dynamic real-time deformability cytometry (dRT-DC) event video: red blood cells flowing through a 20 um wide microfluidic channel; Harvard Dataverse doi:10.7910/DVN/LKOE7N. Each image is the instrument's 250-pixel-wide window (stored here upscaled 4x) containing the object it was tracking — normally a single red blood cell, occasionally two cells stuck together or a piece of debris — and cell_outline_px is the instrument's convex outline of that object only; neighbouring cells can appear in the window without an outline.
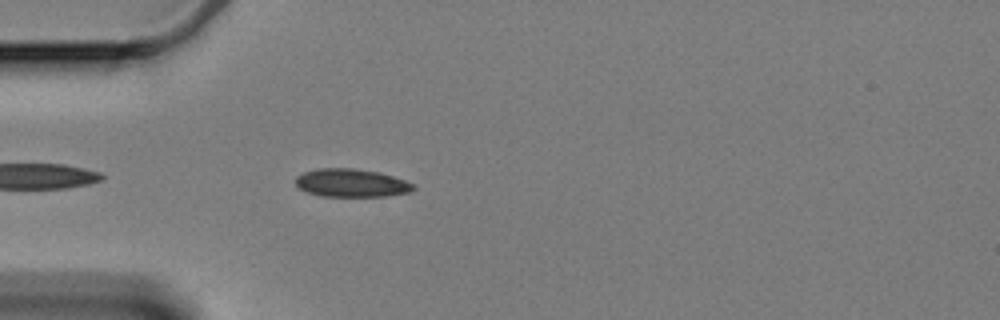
{"species": "Egyptian fruit bat (a non-hibernating species)", "species_latin": "Rousettus aegyptiacus", "temperature_condition": "cold", "stored_images_in_passage": 19, "camera_frame_rate_fps": 3000, "um_per_image_px": 0.085, "animal": {"sex": "female"}, "frame": {"image": 1, "passage_image": 4, "time_ms": 1.0, "image_size_px": [1000, 320], "cell_outline_px": [[416, 188], [412, 192], [388, 196], [320, 196], [308, 192], [300, 188], [296, 184], [296, 176], [304, 172], [316, 168], [356, 168], [380, 172], [404, 180], [412, 184]], "centroid_in_image_um": [29.88, 15.55], "position_along_channel_um": 55.1, "area_um2": 19.36}}
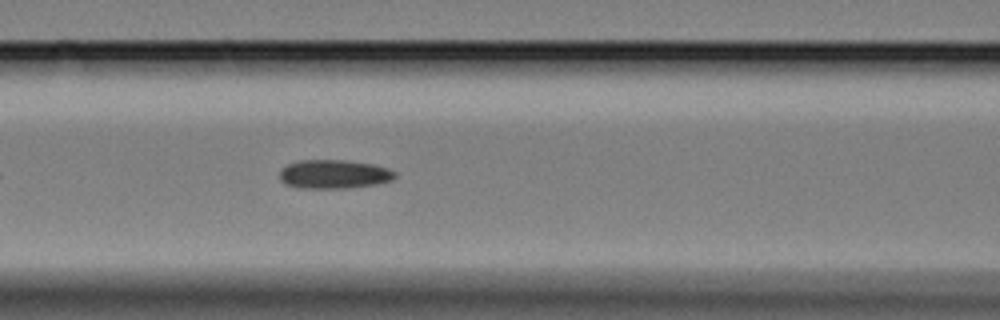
{"frame": {"image": 2, "passage_image": 12, "time_ms": 3.667, "image_size_px": [1000, 320], "cell_outline_px": [[396, 176], [392, 180], [376, 184], [348, 188], [300, 188], [284, 184], [280, 180], [280, 168], [288, 164], [300, 160], [344, 160], [372, 164], [388, 168], [396, 172]], "centroid_in_image_um": [28.37, 14.81], "position_along_channel_um": 138.2, "area_um2": 19.48}}
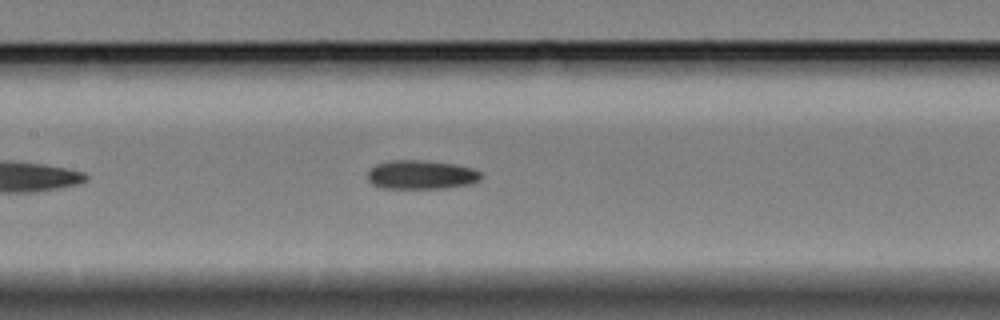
{"frame": {"image": 3, "passage_image": 15, "time_ms": 4.667, "image_size_px": [1000, 320], "cell_outline_px": [[484, 176], [480, 180], [472, 184], [444, 188], [380, 188], [372, 184], [368, 180], [368, 172], [376, 164], [388, 160], [428, 160], [456, 164], [472, 168], [484, 172]], "centroid_in_image_um": [35.86, 14.84], "position_along_channel_um": 171.5, "area_um2": 19.54}}